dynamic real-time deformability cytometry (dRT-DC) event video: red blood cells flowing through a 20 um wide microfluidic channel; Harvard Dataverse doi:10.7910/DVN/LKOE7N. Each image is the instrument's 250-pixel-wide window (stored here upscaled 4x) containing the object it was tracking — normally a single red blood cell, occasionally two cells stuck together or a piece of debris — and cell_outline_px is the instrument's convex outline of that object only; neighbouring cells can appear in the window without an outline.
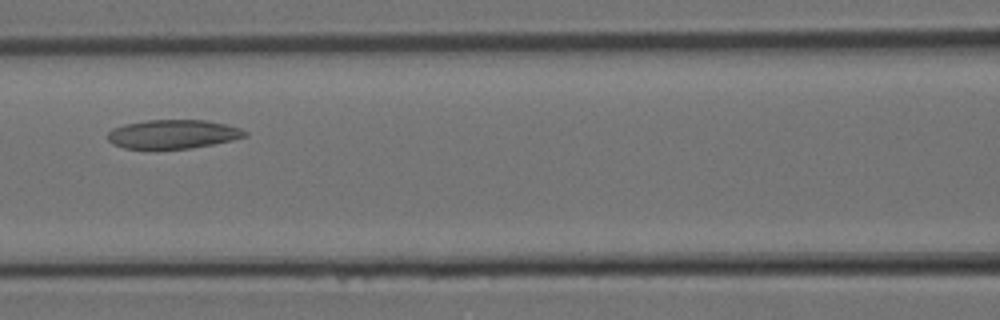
{"species": "Egyptian fruit bat (a non-hibernating species)", "species_latin": "Rousettus aegyptiacus", "temperature_condition": "room temperature", "stored_images_in_passage": 10, "camera_frame_rate_fps": 3000, "um_per_image_px": 0.085, "animal": {"sex": "female"}, "frame": {"image": 1, "passage_image": 9, "time_ms": 2.667, "image_size_px": [1000, 320], "cell_outline_px": [[248, 136], [232, 140], [192, 148], [124, 148], [112, 144], [108, 140], [108, 132], [112, 128], [124, 124], [148, 120], [208, 120], [240, 128], [248, 132]], "centroid_in_image_um": [14.7, 11.39], "position_along_channel_um": 151.9, "area_um2": 23.0}}